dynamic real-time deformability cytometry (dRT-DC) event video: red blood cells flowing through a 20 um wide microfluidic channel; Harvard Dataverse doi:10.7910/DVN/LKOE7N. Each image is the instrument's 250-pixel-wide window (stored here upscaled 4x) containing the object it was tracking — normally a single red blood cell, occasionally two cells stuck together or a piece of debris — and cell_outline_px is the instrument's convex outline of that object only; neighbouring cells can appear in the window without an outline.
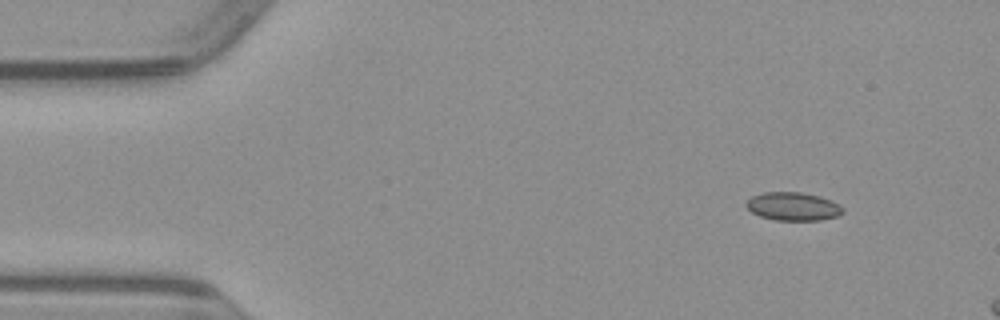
{"species": "common noctule bat (a hibernating species)", "species_latin": "Nyctalus noctula", "temperature_condition": "warm", "stored_images_in_passage": 10, "camera_frame_rate_fps": 3000, "um_per_image_px": 0.085, "animal": {"sex": "male", "body_mass_g": 23.1, "forearm_length_mm": 52.7}, "frame": {"image": 1, "passage_image": 1, "time_ms": 0.0, "image_size_px": [1000, 320], "cell_outline_px": [[844, 212], [840, 216], [820, 220], [776, 220], [760, 216], [752, 212], [744, 204], [752, 196], [764, 192], [800, 192], [820, 196], [840, 204], [844, 208]], "centroid_in_image_um": [67.45, 17.55], "position_along_channel_um": 17.6, "area_um2": 16.01}}